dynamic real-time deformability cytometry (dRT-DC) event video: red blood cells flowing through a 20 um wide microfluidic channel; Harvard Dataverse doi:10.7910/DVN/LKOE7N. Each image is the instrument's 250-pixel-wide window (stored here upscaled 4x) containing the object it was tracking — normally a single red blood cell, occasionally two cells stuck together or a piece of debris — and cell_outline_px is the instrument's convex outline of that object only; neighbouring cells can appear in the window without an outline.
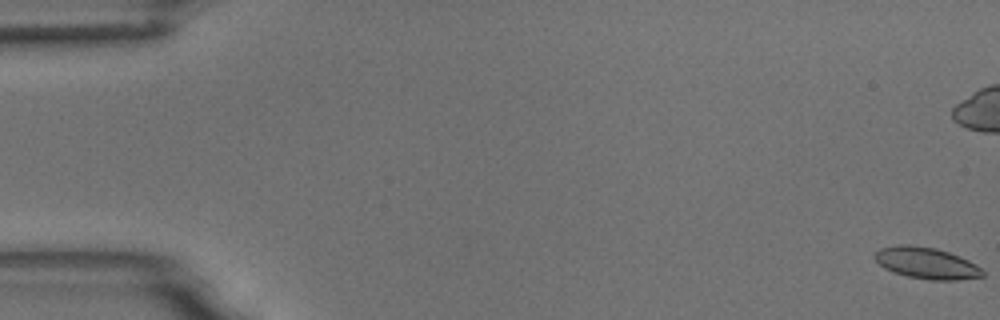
{"species": "common noctule bat (a hibernating species)", "species_latin": "Nyctalus noctula", "temperature_condition": "room temperature", "stored_images_in_passage": 57, "camera_frame_rate_fps": 3000, "um_per_image_px": 0.085, "animal": {"sex": "male", "body_mass_g": 18.8}, "frame": {"image": 1, "passage_image": 1, "time_ms": 0.0, "image_size_px": [1000, 320], "cell_outline_px": [[984, 276], [956, 280], [928, 280], [908, 276], [892, 272], [884, 268], [872, 256], [880, 248], [896, 244], [908, 244], [936, 248], [960, 256], [976, 264], [984, 272]], "centroid_in_image_um": [78.73, 22.35], "position_along_channel_um": 6.3, "area_um2": 19.88}, "authors_computed_cell_mechanics": {"area_um2": 19.4786, "velocity_mm_per_s": 3.6919, "shape_relaxation_time_tau1_ms": 3.8391, "shape_relaxation_time_tau2_ms": 1.744, "deformation_change_tau1": 0.0945, "deformation_change_tau2": 0.0554}}